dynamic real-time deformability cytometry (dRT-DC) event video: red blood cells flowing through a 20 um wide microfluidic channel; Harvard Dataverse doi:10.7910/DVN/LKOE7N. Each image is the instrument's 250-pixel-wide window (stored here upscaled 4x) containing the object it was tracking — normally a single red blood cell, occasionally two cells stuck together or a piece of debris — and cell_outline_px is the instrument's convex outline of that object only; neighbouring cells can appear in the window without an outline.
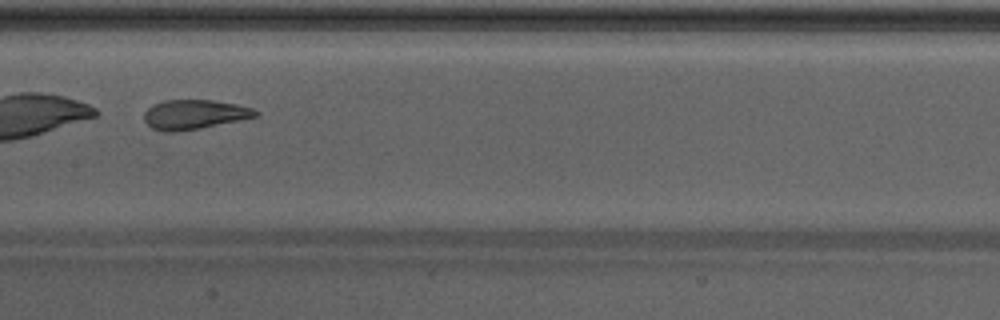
{"species": "Egyptian fruit bat (a non-hibernating species)", "species_latin": "Rousettus aegyptiacus", "temperature_condition": "warm", "stored_images_in_passage": 39, "camera_frame_rate_fps": 3000, "um_per_image_px": 0.085, "animal": {"sex": "male"}, "frame": {"image": 1, "passage_image": 17, "time_ms": 5.333, "image_size_px": [1000, 320], "cell_outline_px": [[260, 116], [240, 120], [176, 132], [164, 132], [152, 128], [144, 120], [144, 112], [148, 108], [164, 100], [212, 100], [236, 104], [252, 108], [260, 112]], "centroid_in_image_um": [16.53, 9.73], "position_along_channel_um": 190.9, "area_um2": 19.02}}
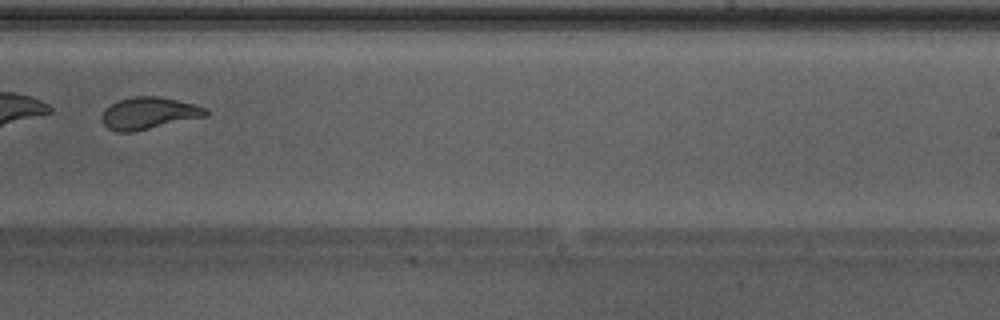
{"frame": {"image": 2, "passage_image": 23, "time_ms": 7.333, "image_size_px": [1000, 320], "cell_outline_px": [[208, 112], [204, 116], [132, 132], [116, 132], [108, 128], [104, 124], [104, 112], [116, 100], [132, 96], [156, 96], [196, 104], [208, 108]], "centroid_in_image_um": [12.66, 9.61], "position_along_channel_um": 276.3, "area_um2": 18.96}, "authors_computed_cell_mechanics": {"area_um2": 20.3456, "velocity_mm_per_s": 4.2917, "shape_relaxation_time_tau1_ms": 4.1121, "shape_relaxation_time_tau2_ms": 1.3949, "deformation_change_tau1": 0.2258, "deformation_change_tau2": 0.0627}}